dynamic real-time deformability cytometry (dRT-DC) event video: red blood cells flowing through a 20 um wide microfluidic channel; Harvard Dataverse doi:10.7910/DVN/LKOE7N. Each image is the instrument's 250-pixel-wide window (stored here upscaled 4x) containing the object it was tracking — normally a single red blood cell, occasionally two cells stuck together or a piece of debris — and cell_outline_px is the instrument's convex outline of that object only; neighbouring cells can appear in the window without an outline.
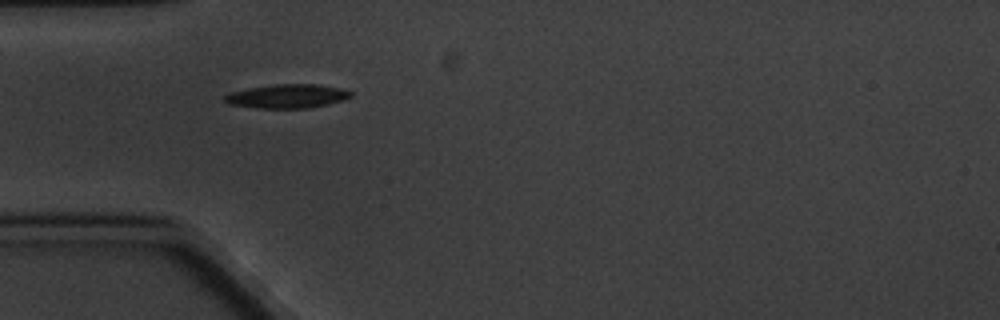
{"species": "common noctule bat (a hibernating species)", "species_latin": "Nyctalus noctula", "temperature_condition": "cold", "stored_images_in_passage": 3, "camera_frame_rate_fps": 3000, "um_per_image_px": 0.085, "animal": {"sex": "male", "body_mass_g": 20.1, "forearm_length_mm": 53.5}, "frame": {"image": 1, "passage_image": 1, "time_ms": 0.0, "image_size_px": [1000, 320], "cell_outline_px": [[352, 96], [344, 100], [328, 104], [308, 108], [256, 108], [228, 104], [224, 100], [224, 96], [228, 92], [248, 88], [272, 84], [320, 84], [340, 88], [352, 92]], "centroid_in_image_um": [24.4, 8.17], "position_along_channel_um": 60.6, "area_um2": 17.74}}